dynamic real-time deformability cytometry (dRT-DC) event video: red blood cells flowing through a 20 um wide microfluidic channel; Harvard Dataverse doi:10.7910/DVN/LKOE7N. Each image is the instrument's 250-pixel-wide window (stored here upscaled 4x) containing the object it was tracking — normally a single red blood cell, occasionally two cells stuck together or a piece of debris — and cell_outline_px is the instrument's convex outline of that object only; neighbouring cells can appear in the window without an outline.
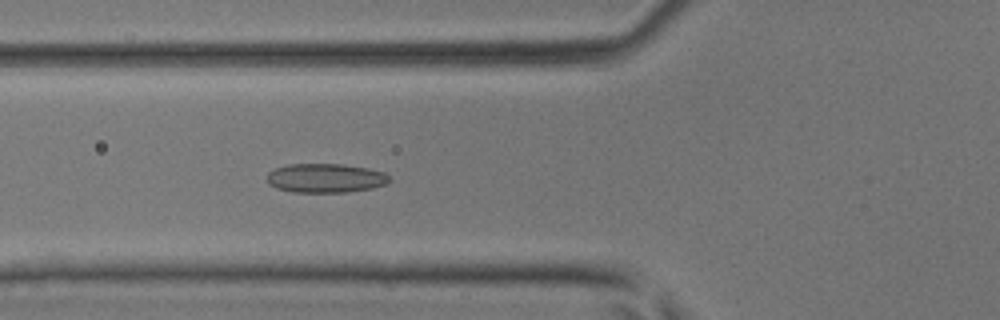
{"species": "common noctule bat (a hibernating species)", "species_latin": "Nyctalus noctula", "temperature_condition": "room temperature", "stored_images_in_passage": 47, "camera_frame_rate_fps": 3000, "um_per_image_px": 0.085, "animal": {"sex": "male", "body_mass_g": 17.9, "forearm_length_mm": 54.2}, "frame": {"image": 1, "passage_image": 18, "time_ms": 5.667, "image_size_px": [1000, 320], "cell_outline_px": [[392, 180], [388, 184], [372, 188], [348, 192], [292, 192], [276, 188], [268, 184], [268, 172], [276, 168], [288, 164], [344, 164], [368, 168], [384, 172]], "centroid_in_image_um": [27.69, 15.14], "position_along_channel_um": 98.1, "area_um2": 20.92}}
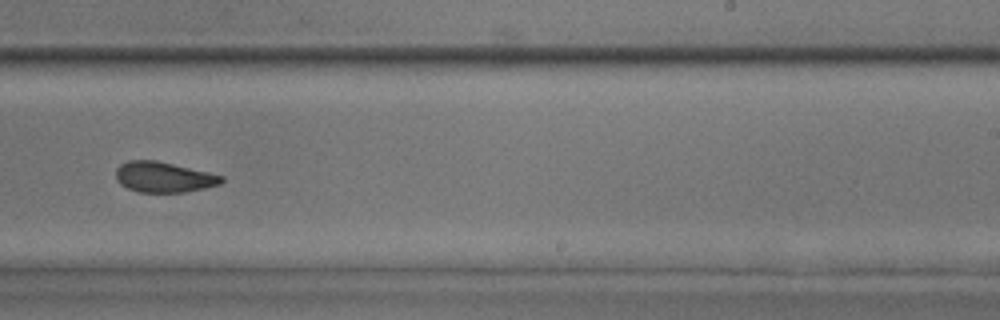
{"frame": {"image": 2, "passage_image": 30, "time_ms": 9.667, "image_size_px": [1000, 320], "cell_outline_px": [[224, 180], [220, 184], [204, 188], [184, 192], [140, 192], [128, 188], [120, 184], [116, 180], [116, 168], [120, 164], [128, 160], [156, 160], [208, 172], [224, 176]], "centroid_in_image_um": [13.9, 15.05], "position_along_channel_um": 275.1, "area_um2": 18.73}}
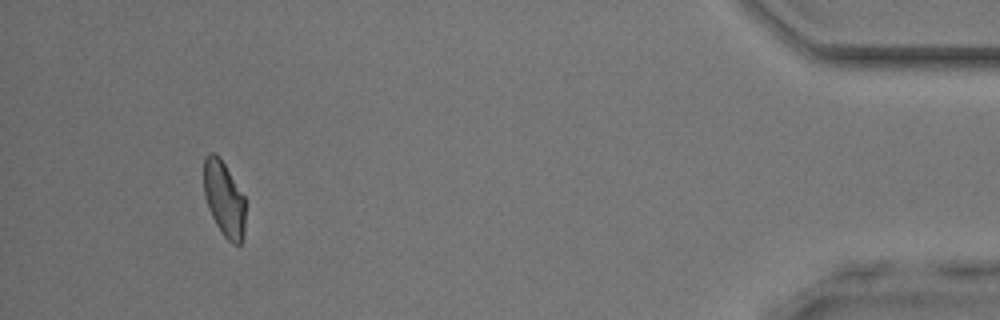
{"frame": {"image": 3, "passage_image": 44, "time_ms": 14.333, "image_size_px": [1000, 320], "cell_outline_px": [[244, 236], [240, 244], [232, 244], [224, 236], [216, 224], [208, 208], [204, 196], [204, 156], [208, 152], [216, 152], [220, 156], [244, 196]], "centroid_in_image_um": [19.03, 16.86], "position_along_channel_um": 416.2, "area_um2": 18.32}}